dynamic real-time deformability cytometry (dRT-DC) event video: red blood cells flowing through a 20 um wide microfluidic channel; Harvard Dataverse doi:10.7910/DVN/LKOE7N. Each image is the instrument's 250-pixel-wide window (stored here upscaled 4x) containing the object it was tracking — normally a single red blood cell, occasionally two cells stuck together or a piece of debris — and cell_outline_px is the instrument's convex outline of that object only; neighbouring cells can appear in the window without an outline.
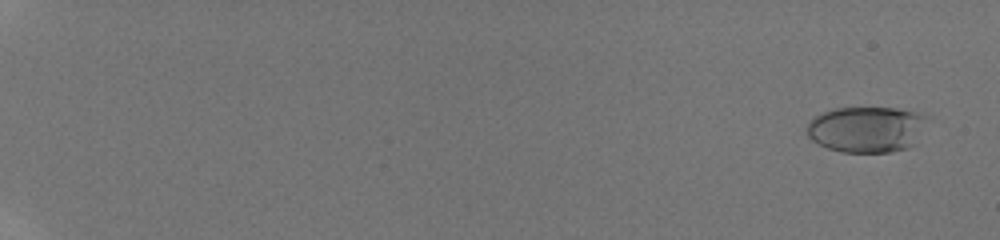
{"species": "human", "species_latin": "Homo sapiens", "temperature_condition": "room temperature", "stored_images_in_passage": 22, "camera_frame_rate_fps": 3000, "um_per_image_px": 0.085, "donor": {"sex": "male"}, "frame": {"image": 1, "passage_image": 4, "time_ms": 1.0, "image_size_px": [1000, 240], "cell_outline_px": [[924, 116], [912, 144], [908, 148], [892, 152], [840, 152], [828, 148], [812, 140], [808, 136], [804, 128], [816, 116], [824, 112], [836, 108], [896, 108], [912, 112]], "centroid_in_image_um": [73.52, 11.0], "position_along_channel_um": 11.5, "area_um2": 31.27}}
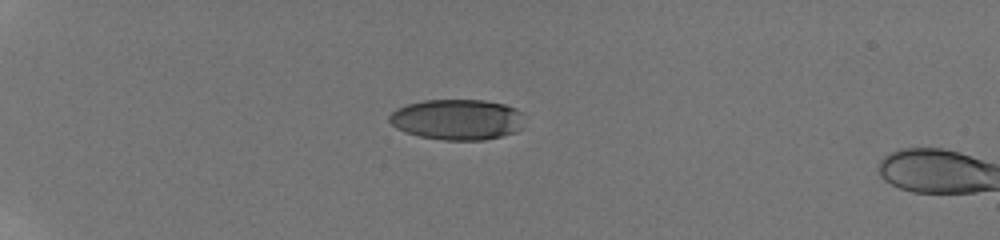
{"frame": {"image": 2, "passage_image": 19, "time_ms": 6.333, "image_size_px": [1000, 240], "cell_outline_px": [[520, 128], [516, 132], [484, 140], [444, 140], [420, 136], [404, 132], [396, 128], [388, 120], [388, 116], [396, 108], [408, 104], [424, 100], [484, 100], [504, 104], [516, 108], [520, 112]], "centroid_in_image_um": [38.81, 10.15], "position_along_channel_um": 46.2, "area_um2": 31.85}}